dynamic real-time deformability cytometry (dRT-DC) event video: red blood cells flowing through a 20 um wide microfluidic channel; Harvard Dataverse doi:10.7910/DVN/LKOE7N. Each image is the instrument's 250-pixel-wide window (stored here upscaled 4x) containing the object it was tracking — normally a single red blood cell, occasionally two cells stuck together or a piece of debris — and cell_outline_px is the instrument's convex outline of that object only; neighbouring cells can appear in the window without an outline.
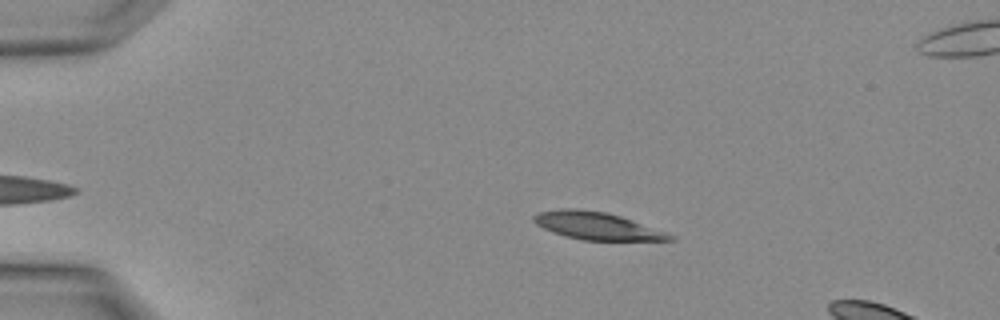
{"species": "Egyptian fruit bat (a non-hibernating species)", "species_latin": "Rousettus aegyptiacus", "temperature_condition": "warm", "stored_images_in_passage": 3, "camera_frame_rate_fps": 3000, "um_per_image_px": 0.085, "animal": {"sex": "female"}, "frame": {"image": 1, "passage_image": 1, "time_ms": 0.0, "image_size_px": [1000, 320], "cell_outline_px": [[676, 240], [584, 240], [564, 236], [552, 232], [536, 224], [532, 220], [532, 216], [540, 212], [560, 208], [576, 208], [608, 212], [632, 220], [676, 236]], "centroid_in_image_um": [50.7, 19.19], "position_along_channel_um": 34.3, "area_um2": 21.73}}